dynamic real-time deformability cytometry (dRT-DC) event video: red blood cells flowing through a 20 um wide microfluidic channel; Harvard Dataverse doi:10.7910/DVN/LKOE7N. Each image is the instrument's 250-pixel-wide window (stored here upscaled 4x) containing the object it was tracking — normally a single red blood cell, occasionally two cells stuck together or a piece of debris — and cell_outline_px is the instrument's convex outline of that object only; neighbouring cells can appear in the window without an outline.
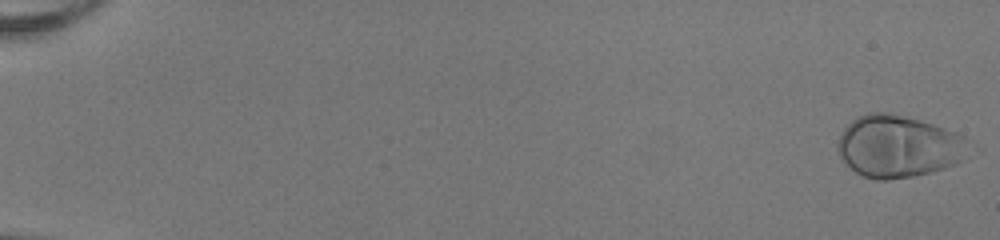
{"species": "human", "species_latin": "Homo sapiens", "temperature_condition": "room temperature", "stored_images_in_passage": 53, "camera_frame_rate_fps": 3000, "um_per_image_px": 0.085, "donor": {"sex": "female"}, "frame": {"image": 1, "passage_image": 1, "time_ms": 0.0, "image_size_px": [1000, 240], "cell_outline_px": [[964, 136], [960, 160], [956, 164], [944, 168], [912, 176], [888, 180], [876, 180], [864, 176], [856, 172], [836, 152], [836, 144], [844, 128], [856, 116], [868, 112], [888, 112], [932, 124], [956, 132]], "centroid_in_image_um": [76.24, 12.43], "position_along_channel_um": 8.8, "area_um2": 46.53}}
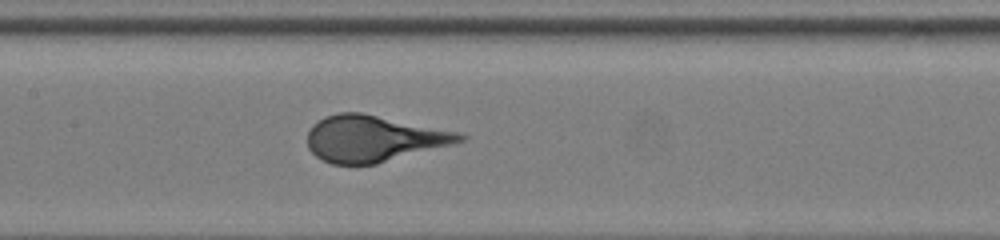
{"frame": {"image": 2, "passage_image": 28, "time_ms": 9.0, "image_size_px": [1000, 240], "cell_outline_px": [[468, 136], [464, 140], [452, 144], [376, 164], [332, 164], [316, 156], [308, 148], [308, 128], [312, 124], [324, 116], [340, 112], [360, 112], [460, 132]], "centroid_in_image_um": [31.73, 11.77], "position_along_channel_um": 175.7, "area_um2": 40.98}}
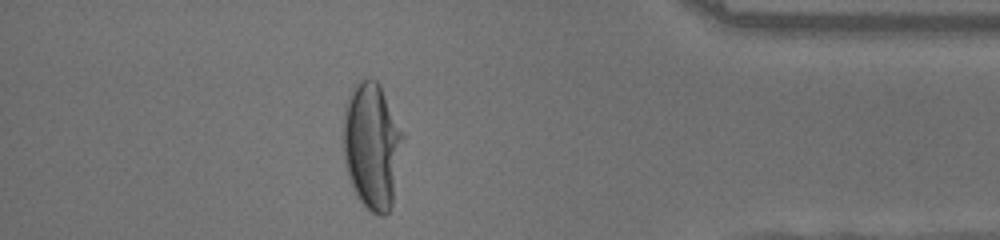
{"frame": {"image": 3, "passage_image": 47, "time_ms": 15.333, "image_size_px": [1000, 240], "cell_outline_px": [[404, 140], [392, 204], [388, 212], [384, 216], [380, 216], [372, 212], [356, 196], [348, 180], [344, 164], [344, 108], [348, 96], [356, 80], [368, 76], [376, 80], [380, 84], [404, 136]], "centroid_in_image_um": [31.6, 12.37], "position_along_channel_um": 403.6, "area_um2": 44.39}}